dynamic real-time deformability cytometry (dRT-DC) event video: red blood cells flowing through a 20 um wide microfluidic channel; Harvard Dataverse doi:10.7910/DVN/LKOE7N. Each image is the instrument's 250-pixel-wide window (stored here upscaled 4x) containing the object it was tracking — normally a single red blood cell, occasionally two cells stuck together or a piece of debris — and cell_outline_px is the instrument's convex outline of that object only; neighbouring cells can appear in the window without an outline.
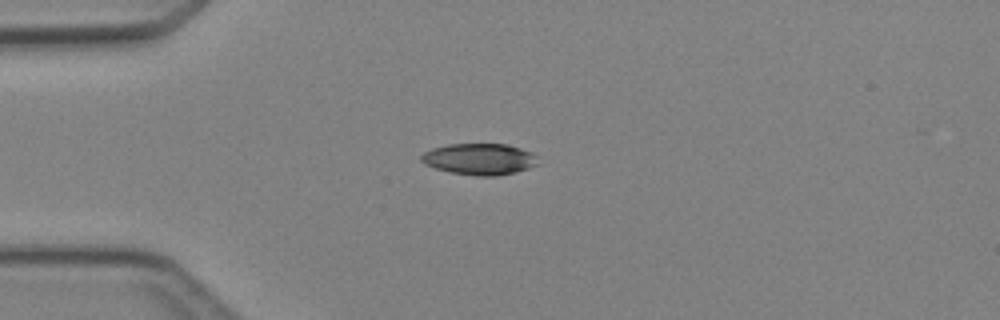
{"species": "Egyptian fruit bat (a non-hibernating species)", "species_latin": "Rousettus aegyptiacus", "temperature_condition": "cold", "stored_images_in_passage": 1, "camera_frame_rate_fps": 3000, "um_per_image_px": 0.085, "animal": {"sex": "female"}, "frame": {"image": 1, "passage_image": 1, "time_ms": 0.0, "image_size_px": [1000, 320], "cell_outline_px": [[540, 164], [516, 172], [496, 176], [476, 176], [448, 172], [424, 164], [420, 160], [420, 156], [424, 152], [432, 148], [448, 144], [508, 144], [532, 152], [536, 156]], "centroid_in_image_um": [40.76, 13.52], "position_along_channel_um": 44.2, "area_um2": 21.56}}